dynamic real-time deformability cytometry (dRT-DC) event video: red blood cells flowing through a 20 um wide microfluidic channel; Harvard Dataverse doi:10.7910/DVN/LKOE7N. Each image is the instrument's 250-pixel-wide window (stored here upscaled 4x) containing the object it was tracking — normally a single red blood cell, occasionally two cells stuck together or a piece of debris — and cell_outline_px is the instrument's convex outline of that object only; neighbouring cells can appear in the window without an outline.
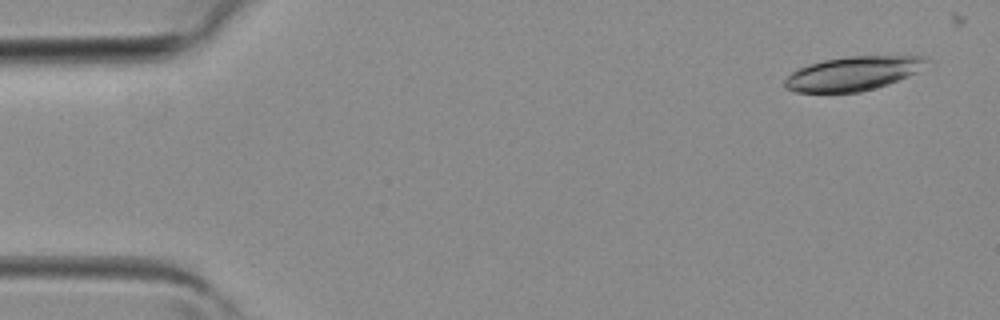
{"species": "common noctule bat (a hibernating species)", "species_latin": "Nyctalus noctula", "temperature_condition": "room temperature", "stored_images_in_passage": 3, "camera_frame_rate_fps": 3000, "um_per_image_px": 0.085, "animal": {"sex": "female", "body_mass_g": 19.3, "forearm_length_mm": 54.1}, "frame": {"image": 1, "passage_image": 1, "time_ms": 0.0, "image_size_px": [1000, 320], "cell_outline_px": [[932, 60], [916, 72], [908, 76], [860, 92], [796, 92], [784, 88], [784, 80], [792, 72], [808, 64], [824, 60], [848, 56], [924, 56]], "centroid_in_image_um": [72.49, 6.23], "position_along_channel_um": 12.5, "area_um2": 27.8}}